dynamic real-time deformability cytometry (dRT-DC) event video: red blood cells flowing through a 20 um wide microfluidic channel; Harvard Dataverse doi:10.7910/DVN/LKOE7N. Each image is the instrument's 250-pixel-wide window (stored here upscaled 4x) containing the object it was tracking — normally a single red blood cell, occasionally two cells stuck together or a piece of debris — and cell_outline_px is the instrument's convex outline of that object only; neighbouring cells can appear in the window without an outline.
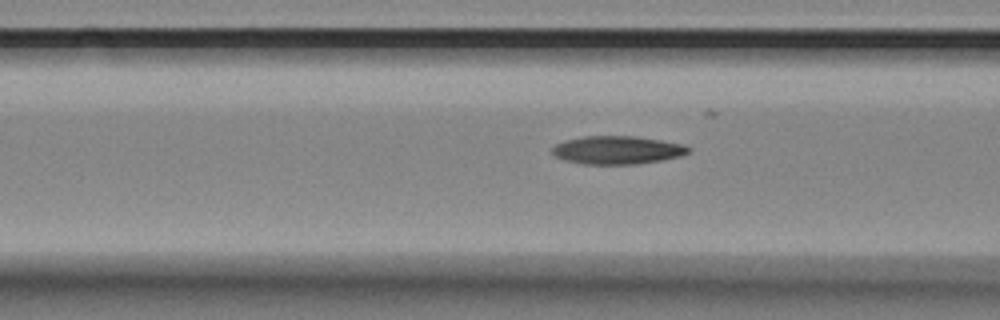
{"species": "Egyptian fruit bat (a non-hibernating species)", "species_latin": "Rousettus aegyptiacus", "temperature_condition": "room temperature", "stored_images_in_passage": 5, "camera_frame_rate_fps": 3000, "um_per_image_px": 0.085, "animal": {"sex": "female"}, "frame": {"image": 1, "passage_image": 5, "time_ms": 1.333, "image_size_px": [1000, 320], "cell_outline_px": [[692, 152], [680, 156], [660, 160], [636, 164], [584, 164], [564, 160], [556, 156], [552, 152], [552, 148], [556, 144], [564, 140], [584, 136], [636, 136], [684, 144], [692, 148]], "centroid_in_image_um": [52.5, 12.75], "position_along_channel_um": 114.1, "area_um2": 22.43}}